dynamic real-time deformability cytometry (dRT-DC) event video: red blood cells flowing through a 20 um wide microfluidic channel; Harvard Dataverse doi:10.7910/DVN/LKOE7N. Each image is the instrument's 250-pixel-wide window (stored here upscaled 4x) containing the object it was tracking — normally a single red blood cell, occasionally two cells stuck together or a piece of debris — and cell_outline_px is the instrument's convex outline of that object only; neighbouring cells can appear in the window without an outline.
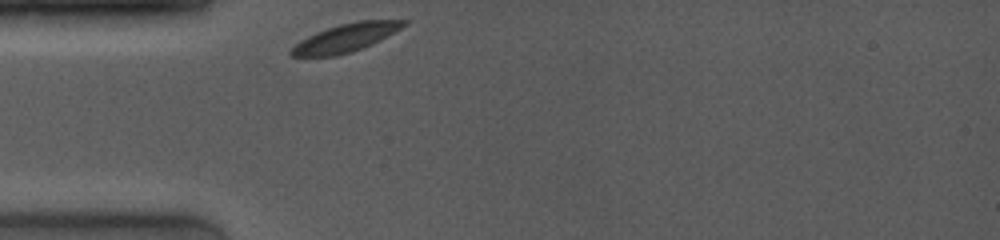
{"species": "common noctule bat (a hibernating species)", "species_latin": "Nyctalus noctula", "temperature_condition": "room temperature", "stored_images_in_passage": 6, "camera_frame_rate_fps": 4000, "um_per_image_px": 0.085, "animal": {"sex": "female", "body_mass_g": 19.0, "forearm_length_mm": 53.3}, "frame": {"image": 1, "passage_image": 1, "time_ms": 0.0, "image_size_px": [1000, 240], "cell_outline_px": [[408, 24], [372, 44], [352, 52], [336, 56], [292, 56], [288, 52], [300, 40], [316, 32], [340, 24], [356, 20], [408, 20]], "centroid_in_image_um": [29.39, 3.21], "position_along_channel_um": 55.6, "area_um2": 18.32}}
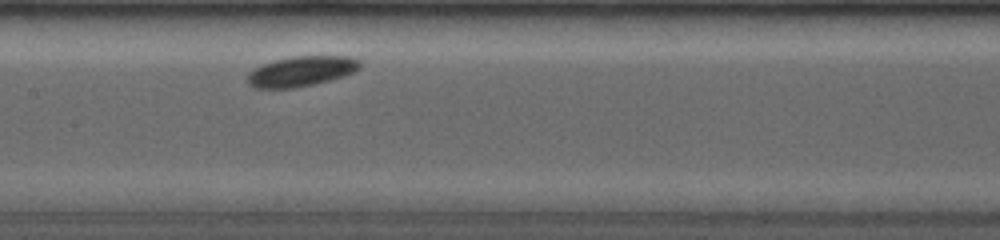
{"frame": {"image": 2, "passage_image": 6, "time_ms": 3.5, "image_size_px": [1000, 240], "cell_outline_px": [[360, 68], [344, 76], [312, 84], [292, 88], [252, 88], [248, 84], [248, 72], [252, 68], [260, 64], [292, 56], [348, 56], [360, 60]], "centroid_in_image_um": [25.56, 6.05], "position_along_channel_um": 181.8, "area_um2": 19.77}}